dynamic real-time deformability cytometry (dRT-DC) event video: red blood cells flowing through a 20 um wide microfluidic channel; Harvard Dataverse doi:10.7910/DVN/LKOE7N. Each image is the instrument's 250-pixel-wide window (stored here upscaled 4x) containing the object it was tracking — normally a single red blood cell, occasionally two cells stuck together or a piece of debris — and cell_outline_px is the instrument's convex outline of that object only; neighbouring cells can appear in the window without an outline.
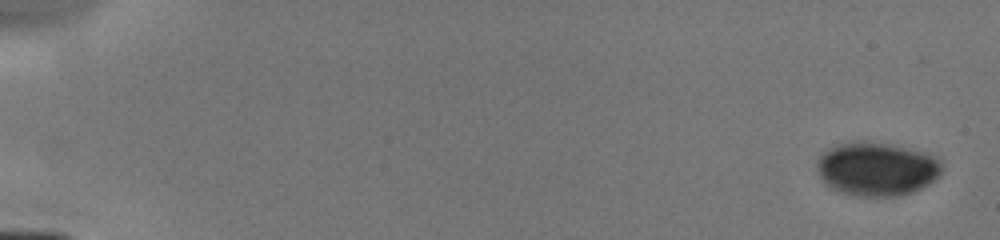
{"species": "human", "species_latin": "Homo sapiens", "temperature_condition": "cold", "stored_images_in_passage": 6, "camera_frame_rate_fps": 3000, "um_per_image_px": 0.085, "donor": {"sex": "male"}, "frame": {"image": 1, "passage_image": 1, "time_ms": 0.0, "image_size_px": [1000, 240], "cell_outline_px": [[940, 172], [928, 184], [912, 192], [900, 196], [852, 196], [836, 192], [824, 184], [816, 168], [816, 160], [828, 148], [852, 140], [860, 140], [888, 144], [928, 152], [936, 156], [940, 160]], "centroid_in_image_um": [74.46, 14.36], "position_along_channel_um": 10.5, "area_um2": 39.48}}
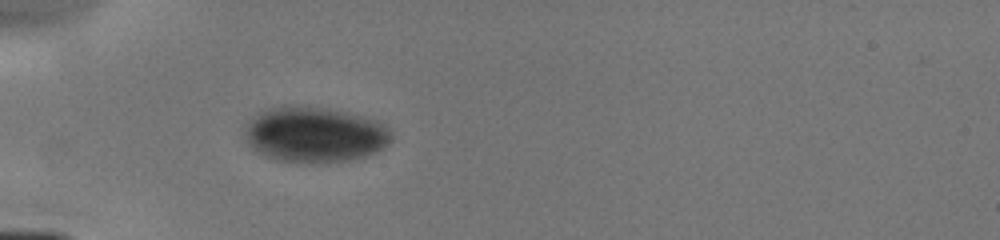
{"frame": {"image": 2, "passage_image": 5, "time_ms": 5.0, "image_size_px": [1000, 240], "cell_outline_px": [[392, 140], [384, 148], [376, 152], [364, 156], [348, 160], [304, 164], [276, 160], [264, 156], [248, 144], [244, 136], [244, 132], [248, 120], [256, 112], [268, 108], [284, 104], [296, 104], [328, 108], [348, 112], [380, 120], [392, 132]], "centroid_in_image_um": [26.73, 11.41], "position_along_channel_um": 58.3, "area_um2": 48.67}}
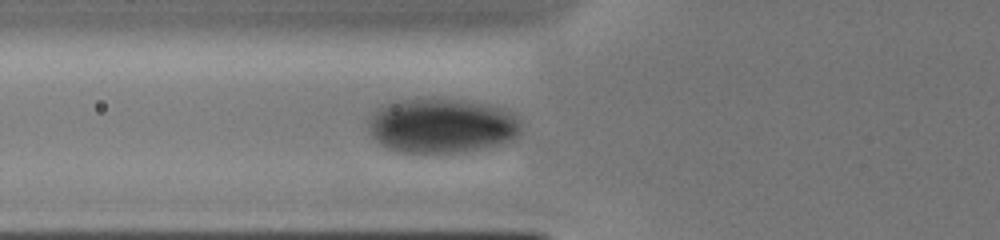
{"frame": {"image": 3, "passage_image": 6, "time_ms": 6.0, "image_size_px": [1000, 240], "cell_outline_px": [[520, 136], [504, 144], [464, 152], [400, 152], [388, 148], [380, 144], [372, 136], [368, 128], [368, 116], [380, 104], [392, 100], [420, 96], [440, 96], [472, 100], [504, 108], [520, 116]], "centroid_in_image_um": [37.54, 10.61], "position_along_channel_um": 88.3, "area_um2": 50.86}}